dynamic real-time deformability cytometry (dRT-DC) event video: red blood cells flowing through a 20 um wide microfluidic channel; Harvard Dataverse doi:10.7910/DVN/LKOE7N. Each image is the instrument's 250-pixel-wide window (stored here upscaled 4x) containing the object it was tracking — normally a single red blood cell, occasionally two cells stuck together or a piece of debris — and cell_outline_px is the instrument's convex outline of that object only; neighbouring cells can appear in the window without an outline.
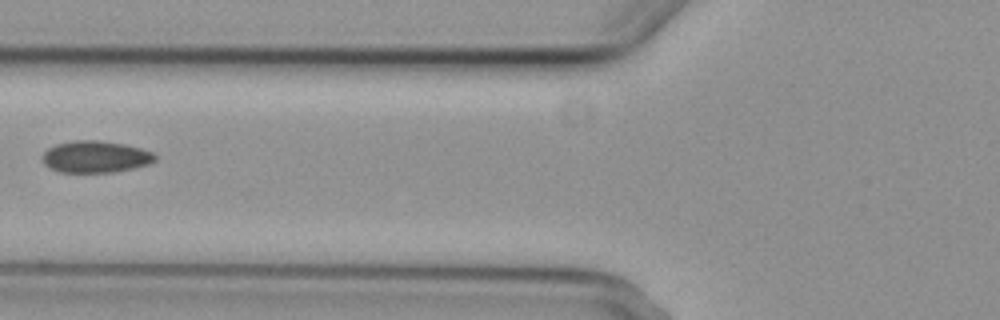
{"species": "common noctule bat (a hibernating species)", "species_latin": "Nyctalus noctula", "temperature_condition": "cold", "stored_images_in_passage": 6, "camera_frame_rate_fps": 3000, "um_per_image_px": 0.085, "animal": {"sex": "female", "body_mass_g": 29.2, "forearm_length_mm": 56.3}, "frame": {"image": 1, "passage_image": 6, "time_ms": 6.667, "image_size_px": [1000, 320], "cell_outline_px": [[156, 160], [148, 164], [132, 168], [112, 172], [60, 172], [44, 164], [44, 152], [48, 148], [56, 144], [76, 140], [100, 140], [124, 144], [140, 148], [152, 152], [156, 156]], "centroid_in_image_um": [8.13, 13.31], "position_along_channel_um": 117.7, "area_um2": 20.63}}